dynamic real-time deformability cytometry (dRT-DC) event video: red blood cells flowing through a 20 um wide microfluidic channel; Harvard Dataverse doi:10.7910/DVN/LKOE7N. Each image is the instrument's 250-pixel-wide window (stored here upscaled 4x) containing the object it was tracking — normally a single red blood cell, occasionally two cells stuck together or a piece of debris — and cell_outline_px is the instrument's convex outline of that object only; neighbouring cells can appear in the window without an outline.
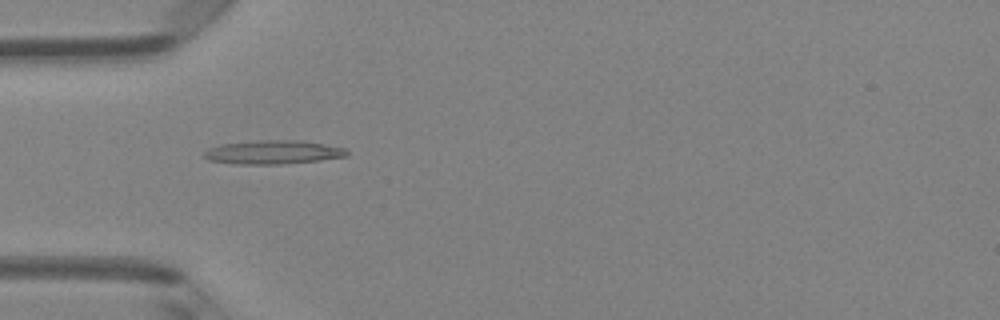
{"species": "Egyptian fruit bat (a non-hibernating species)", "species_latin": "Rousettus aegyptiacus", "temperature_condition": "room temperature", "stored_images_in_passage": 50, "camera_frame_rate_fps": 3000, "um_per_image_px": 0.085, "animal": {"sex": "female"}, "frame": {"image": 1, "passage_image": 16, "time_ms": 5.0, "image_size_px": [1000, 320], "cell_outline_px": [[348, 156], [320, 160], [280, 164], [236, 164], [208, 160], [204, 156], [204, 152], [208, 148], [220, 144], [260, 140], [300, 140], [344, 148], [348, 152]], "centroid_in_image_um": [23.18, 12.94], "position_along_channel_um": 61.8, "area_um2": 19.65}}
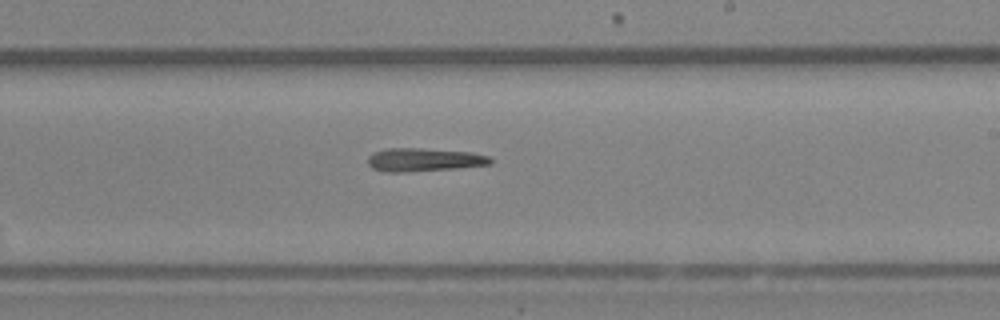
{"frame": {"image": 2, "passage_image": 30, "time_ms": 9.667, "image_size_px": [1000, 320], "cell_outline_px": [[492, 164], [456, 168], [404, 172], [384, 172], [372, 168], [368, 164], [368, 156], [376, 152], [388, 148], [420, 148], [468, 152], [488, 156], [492, 160]], "centroid_in_image_um": [36.01, 13.58], "position_along_channel_um": 253.0, "area_um2": 16.47}}
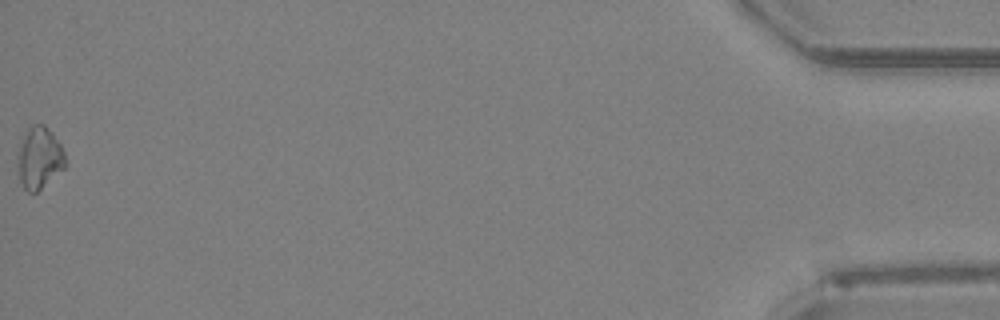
{"frame": {"image": 3, "passage_image": 50, "time_ms": 16.333, "image_size_px": [1000, 320], "cell_outline_px": [[64, 168], [36, 192], [28, 192], [24, 188], [20, 180], [16, 160], [16, 156], [20, 144], [28, 128], [32, 124], [44, 124], [52, 132], [60, 144], [64, 152]], "centroid_in_image_um": [3.31, 13.4], "position_along_channel_um": 431.9, "area_um2": 16.99}}